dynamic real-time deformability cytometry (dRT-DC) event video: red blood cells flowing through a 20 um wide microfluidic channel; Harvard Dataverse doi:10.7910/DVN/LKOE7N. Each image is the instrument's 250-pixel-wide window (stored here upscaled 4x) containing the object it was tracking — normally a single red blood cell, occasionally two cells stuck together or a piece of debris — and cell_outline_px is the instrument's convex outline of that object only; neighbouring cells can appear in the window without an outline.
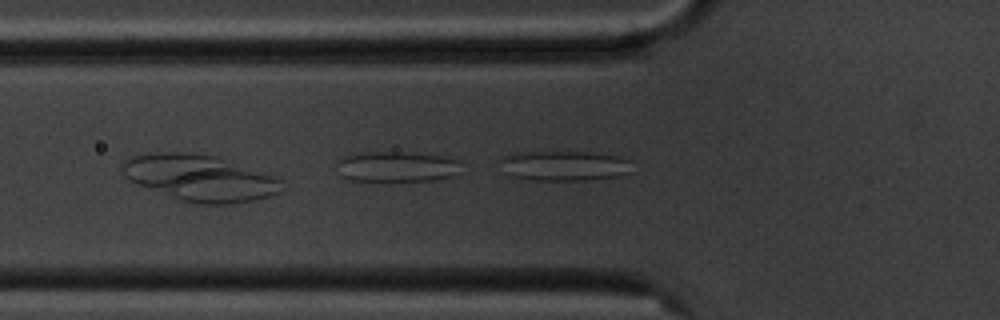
{"species": "common noctule bat (a hibernating species)", "species_latin": "Nyctalus noctula", "temperature_condition": "cold", "stored_images_in_passage": 9, "camera_frame_rate_fps": 3000, "um_per_image_px": 0.085, "animal": {"sex": "male", "body_mass_g": 20.1, "forearm_length_mm": 53.5}, "frame": {"image": 1, "passage_image": 4, "time_ms": 4.667, "image_size_px": [1000, 320], "cell_outline_px": [[464, 172], [456, 176], [436, 180], [348, 180], [344, 176], [336, 160], [344, 156], [360, 152], [404, 152], [444, 156], [460, 160]], "centroid_in_image_um": [33.86, 14.15], "position_along_channel_um": 91.9, "area_um2": 22.25}}
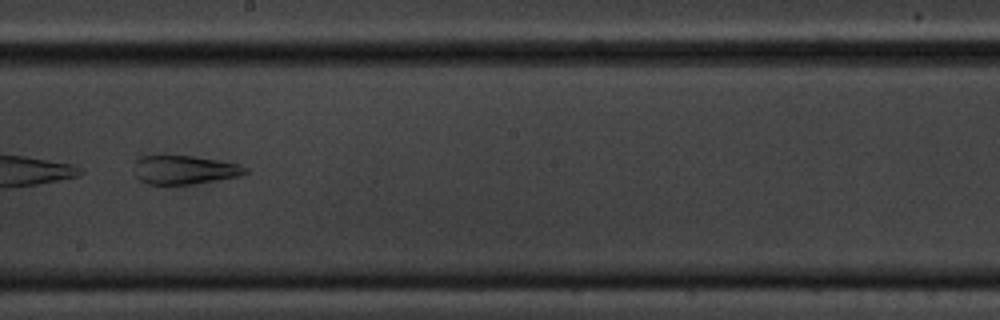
{"frame": {"image": 2, "passage_image": 8, "time_ms": 9.0, "image_size_px": [1000, 320], "cell_outline_px": [[248, 172], [240, 176], [192, 184], [148, 184], [140, 180], [136, 176], [136, 160], [140, 156], [160, 152], [192, 156], [240, 164], [248, 168]], "centroid_in_image_um": [15.64, 14.39], "position_along_channel_um": 232.6, "area_um2": 19.13}}